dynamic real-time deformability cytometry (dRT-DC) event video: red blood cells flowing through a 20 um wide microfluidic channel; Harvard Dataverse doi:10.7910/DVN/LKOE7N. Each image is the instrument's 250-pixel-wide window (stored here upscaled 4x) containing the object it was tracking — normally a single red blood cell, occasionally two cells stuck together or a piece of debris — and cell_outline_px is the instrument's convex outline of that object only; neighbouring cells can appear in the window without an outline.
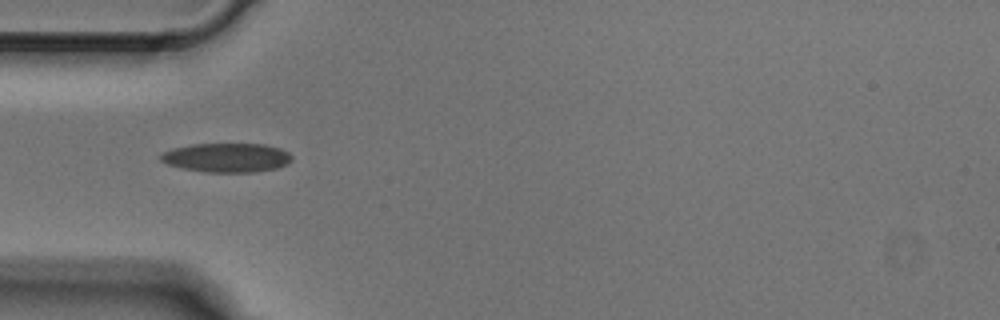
{"species": "Egyptian fruit bat (a non-hibernating species)", "species_latin": "Rousettus aegyptiacus", "temperature_condition": "cold", "stored_images_in_passage": 5, "camera_frame_rate_fps": 3000, "um_per_image_px": 0.085, "animal": {"sex": "male"}, "frame": {"image": 1, "passage_image": 2, "time_ms": 0.333, "image_size_px": [1000, 320], "cell_outline_px": [[292, 160], [288, 164], [276, 168], [252, 172], [208, 172], [180, 168], [168, 164], [160, 160], [160, 156], [164, 152], [172, 148], [192, 144], [264, 144], [280, 148], [288, 152], [292, 156]], "centroid_in_image_um": [19.28, 13.39], "position_along_channel_um": 65.7, "area_um2": 22.25}}
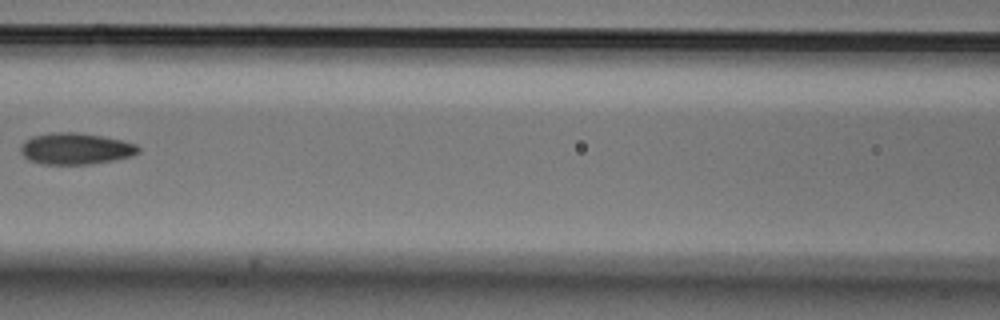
{"frame": {"image": 2, "passage_image": 4, "time_ms": 1.0, "image_size_px": [1000, 320], "cell_outline_px": [[140, 152], [132, 156], [92, 164], [40, 164], [28, 160], [20, 152], [20, 148], [24, 140], [32, 136], [52, 132], [76, 132], [100, 136], [120, 140], [136, 144], [140, 148]], "centroid_in_image_um": [6.39, 12.64], "position_along_channel_um": 160.2, "area_um2": 21.62}}
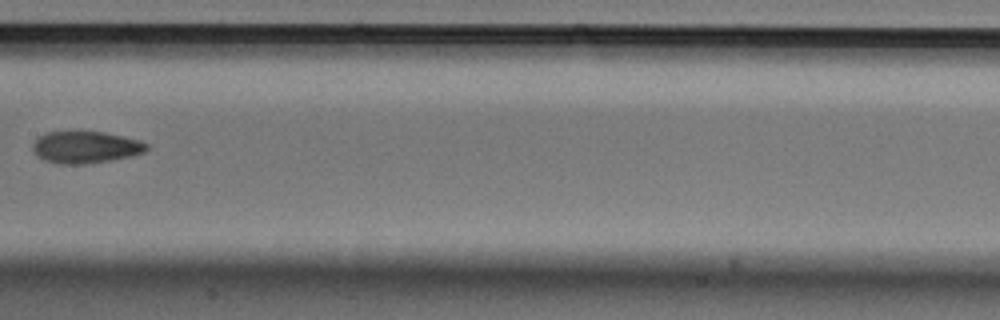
{"frame": {"image": 3, "passage_image": 5, "time_ms": 1.333, "image_size_px": [1000, 320], "cell_outline_px": [[148, 148], [144, 152], [132, 156], [112, 160], [84, 164], [60, 164], [44, 160], [36, 156], [32, 152], [32, 144], [40, 136], [48, 132], [104, 132], [124, 136], [140, 140], [148, 144]], "centroid_in_image_um": [7.28, 12.52], "position_along_channel_um": 200.1, "area_um2": 21.27}}